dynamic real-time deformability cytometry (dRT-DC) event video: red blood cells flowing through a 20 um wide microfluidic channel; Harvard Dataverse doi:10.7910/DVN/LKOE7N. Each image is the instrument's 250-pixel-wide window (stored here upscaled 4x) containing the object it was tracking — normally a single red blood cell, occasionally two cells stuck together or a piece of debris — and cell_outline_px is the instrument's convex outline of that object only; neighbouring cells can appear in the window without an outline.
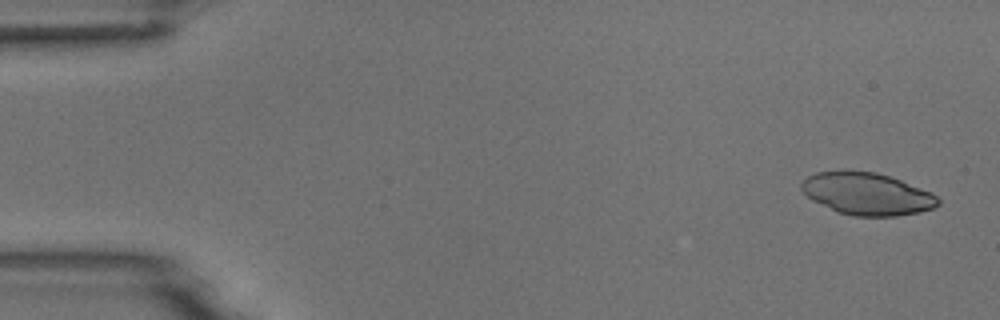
{"species": "common noctule bat (a hibernating species)", "species_latin": "Nyctalus noctula", "temperature_condition": "room temperature", "stored_images_in_passage": 5, "camera_frame_rate_fps": 3000, "um_per_image_px": 0.085, "animal": {"sex": "male", "body_mass_g": 18.8}, "frame": {"image": 1, "passage_image": 1, "time_ms": 0.0, "image_size_px": [1000, 320], "cell_outline_px": [[940, 204], [932, 208], [920, 212], [896, 216], [852, 216], [836, 212], [812, 200], [800, 188], [800, 184], [808, 176], [816, 172], [876, 172], [900, 180], [932, 192], [940, 200]], "centroid_in_image_um": [73.71, 16.5], "position_along_channel_um": 11.3, "area_um2": 33.29}}